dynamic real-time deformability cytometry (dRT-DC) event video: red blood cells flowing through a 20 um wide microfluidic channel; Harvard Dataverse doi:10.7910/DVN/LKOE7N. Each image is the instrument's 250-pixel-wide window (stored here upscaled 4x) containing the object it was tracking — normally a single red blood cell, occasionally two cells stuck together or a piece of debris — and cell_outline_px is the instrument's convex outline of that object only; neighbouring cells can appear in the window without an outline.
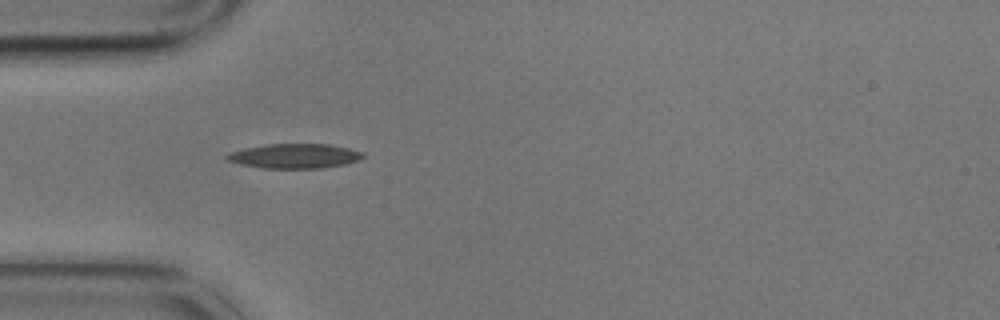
{"species": "common noctule bat (a hibernating species)", "species_latin": "Nyctalus noctula", "temperature_condition": "cold", "stored_images_in_passage": 1, "camera_frame_rate_fps": 3000, "um_per_image_px": 0.085, "animal": {"sex": "male", "body_mass_g": 17.9}, "frame": {"image": 1, "passage_image": 1, "time_ms": 0.0, "image_size_px": [1000, 320], "cell_outline_px": [[364, 156], [360, 160], [344, 164], [324, 168], [260, 168], [240, 164], [228, 160], [224, 156], [228, 152], [244, 148], [268, 144], [332, 144], [364, 152]], "centroid_in_image_um": [25.04, 13.26], "position_along_channel_um": 60.0, "area_um2": 19.65}}